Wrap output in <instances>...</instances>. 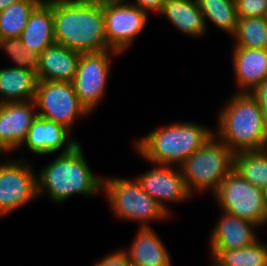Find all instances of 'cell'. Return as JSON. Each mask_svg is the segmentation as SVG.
<instances>
[{"label": "cell", "instance_id": "1", "mask_svg": "<svg viewBox=\"0 0 267 266\" xmlns=\"http://www.w3.org/2000/svg\"><path fill=\"white\" fill-rule=\"evenodd\" d=\"M56 43L81 53L110 50L103 0H53Z\"/></svg>", "mask_w": 267, "mask_h": 266}, {"label": "cell", "instance_id": "2", "mask_svg": "<svg viewBox=\"0 0 267 266\" xmlns=\"http://www.w3.org/2000/svg\"><path fill=\"white\" fill-rule=\"evenodd\" d=\"M81 144L59 154L37 174L38 197L47 193L55 203H63L72 195L92 197L103 190V178L91 170Z\"/></svg>", "mask_w": 267, "mask_h": 266}, {"label": "cell", "instance_id": "3", "mask_svg": "<svg viewBox=\"0 0 267 266\" xmlns=\"http://www.w3.org/2000/svg\"><path fill=\"white\" fill-rule=\"evenodd\" d=\"M214 133L234 152L267 149V120L249 92H235L220 109Z\"/></svg>", "mask_w": 267, "mask_h": 266}, {"label": "cell", "instance_id": "4", "mask_svg": "<svg viewBox=\"0 0 267 266\" xmlns=\"http://www.w3.org/2000/svg\"><path fill=\"white\" fill-rule=\"evenodd\" d=\"M214 133L211 128L194 122H175L154 128L133 145L136 154L148 163L180 166Z\"/></svg>", "mask_w": 267, "mask_h": 266}, {"label": "cell", "instance_id": "5", "mask_svg": "<svg viewBox=\"0 0 267 266\" xmlns=\"http://www.w3.org/2000/svg\"><path fill=\"white\" fill-rule=\"evenodd\" d=\"M233 167L234 152L215 134L180 165L184 183L191 196L207 190L214 194Z\"/></svg>", "mask_w": 267, "mask_h": 266}, {"label": "cell", "instance_id": "6", "mask_svg": "<svg viewBox=\"0 0 267 266\" xmlns=\"http://www.w3.org/2000/svg\"><path fill=\"white\" fill-rule=\"evenodd\" d=\"M106 200L118 219L136 221L140 228L151 227L150 222L165 220L169 214L150 197L136 178H103Z\"/></svg>", "mask_w": 267, "mask_h": 266}, {"label": "cell", "instance_id": "7", "mask_svg": "<svg viewBox=\"0 0 267 266\" xmlns=\"http://www.w3.org/2000/svg\"><path fill=\"white\" fill-rule=\"evenodd\" d=\"M213 197L223 212L259 227L267 224L265 190L249 183L234 168L221 181Z\"/></svg>", "mask_w": 267, "mask_h": 266}, {"label": "cell", "instance_id": "8", "mask_svg": "<svg viewBox=\"0 0 267 266\" xmlns=\"http://www.w3.org/2000/svg\"><path fill=\"white\" fill-rule=\"evenodd\" d=\"M34 101L37 116L61 124L71 132L75 120L91 114L77 97L72 82L38 80Z\"/></svg>", "mask_w": 267, "mask_h": 266}, {"label": "cell", "instance_id": "9", "mask_svg": "<svg viewBox=\"0 0 267 266\" xmlns=\"http://www.w3.org/2000/svg\"><path fill=\"white\" fill-rule=\"evenodd\" d=\"M112 53V54H111ZM115 50L81 53L72 84L80 102L91 113L104 100Z\"/></svg>", "mask_w": 267, "mask_h": 266}, {"label": "cell", "instance_id": "10", "mask_svg": "<svg viewBox=\"0 0 267 266\" xmlns=\"http://www.w3.org/2000/svg\"><path fill=\"white\" fill-rule=\"evenodd\" d=\"M21 156L0 162V219L38 197L37 172Z\"/></svg>", "mask_w": 267, "mask_h": 266}, {"label": "cell", "instance_id": "11", "mask_svg": "<svg viewBox=\"0 0 267 266\" xmlns=\"http://www.w3.org/2000/svg\"><path fill=\"white\" fill-rule=\"evenodd\" d=\"M103 12L109 48L120 54L129 50L150 15L126 0H103Z\"/></svg>", "mask_w": 267, "mask_h": 266}, {"label": "cell", "instance_id": "12", "mask_svg": "<svg viewBox=\"0 0 267 266\" xmlns=\"http://www.w3.org/2000/svg\"><path fill=\"white\" fill-rule=\"evenodd\" d=\"M151 164V170L138 175L136 179L142 189L170 215L167 202L179 203L192 197L184 183L180 166L178 169L176 166Z\"/></svg>", "mask_w": 267, "mask_h": 266}, {"label": "cell", "instance_id": "13", "mask_svg": "<svg viewBox=\"0 0 267 266\" xmlns=\"http://www.w3.org/2000/svg\"><path fill=\"white\" fill-rule=\"evenodd\" d=\"M71 131L54 121L37 116L22 143L31 153L38 155L62 154L73 150L80 142L71 138ZM60 151V152H59Z\"/></svg>", "mask_w": 267, "mask_h": 266}, {"label": "cell", "instance_id": "14", "mask_svg": "<svg viewBox=\"0 0 267 266\" xmlns=\"http://www.w3.org/2000/svg\"><path fill=\"white\" fill-rule=\"evenodd\" d=\"M36 117L34 100L0 104V141L10 153L21 148Z\"/></svg>", "mask_w": 267, "mask_h": 266}, {"label": "cell", "instance_id": "15", "mask_svg": "<svg viewBox=\"0 0 267 266\" xmlns=\"http://www.w3.org/2000/svg\"><path fill=\"white\" fill-rule=\"evenodd\" d=\"M219 220L213 226L209 238L211 250H234L249 246L258 240L253 222L222 211Z\"/></svg>", "mask_w": 267, "mask_h": 266}, {"label": "cell", "instance_id": "16", "mask_svg": "<svg viewBox=\"0 0 267 266\" xmlns=\"http://www.w3.org/2000/svg\"><path fill=\"white\" fill-rule=\"evenodd\" d=\"M20 40L25 48L39 55L56 43L53 0H42L35 7L20 35Z\"/></svg>", "mask_w": 267, "mask_h": 266}, {"label": "cell", "instance_id": "17", "mask_svg": "<svg viewBox=\"0 0 267 266\" xmlns=\"http://www.w3.org/2000/svg\"><path fill=\"white\" fill-rule=\"evenodd\" d=\"M232 61L238 89L251 92L267 79V49L234 47Z\"/></svg>", "mask_w": 267, "mask_h": 266}, {"label": "cell", "instance_id": "18", "mask_svg": "<svg viewBox=\"0 0 267 266\" xmlns=\"http://www.w3.org/2000/svg\"><path fill=\"white\" fill-rule=\"evenodd\" d=\"M81 52L54 43L46 48L39 57L36 71L41 81L72 82L76 73Z\"/></svg>", "mask_w": 267, "mask_h": 266}, {"label": "cell", "instance_id": "19", "mask_svg": "<svg viewBox=\"0 0 267 266\" xmlns=\"http://www.w3.org/2000/svg\"><path fill=\"white\" fill-rule=\"evenodd\" d=\"M138 229L129 248L124 249L132 266H172L171 255L155 230Z\"/></svg>", "mask_w": 267, "mask_h": 266}, {"label": "cell", "instance_id": "20", "mask_svg": "<svg viewBox=\"0 0 267 266\" xmlns=\"http://www.w3.org/2000/svg\"><path fill=\"white\" fill-rule=\"evenodd\" d=\"M159 13L185 35L196 38L207 32L196 0H165Z\"/></svg>", "mask_w": 267, "mask_h": 266}, {"label": "cell", "instance_id": "21", "mask_svg": "<svg viewBox=\"0 0 267 266\" xmlns=\"http://www.w3.org/2000/svg\"><path fill=\"white\" fill-rule=\"evenodd\" d=\"M37 83L36 70L0 68V104L34 100Z\"/></svg>", "mask_w": 267, "mask_h": 266}, {"label": "cell", "instance_id": "22", "mask_svg": "<svg viewBox=\"0 0 267 266\" xmlns=\"http://www.w3.org/2000/svg\"><path fill=\"white\" fill-rule=\"evenodd\" d=\"M212 266H267V244H253L234 250H211Z\"/></svg>", "mask_w": 267, "mask_h": 266}, {"label": "cell", "instance_id": "23", "mask_svg": "<svg viewBox=\"0 0 267 266\" xmlns=\"http://www.w3.org/2000/svg\"><path fill=\"white\" fill-rule=\"evenodd\" d=\"M249 183L267 189V149L234 153V167Z\"/></svg>", "mask_w": 267, "mask_h": 266}, {"label": "cell", "instance_id": "24", "mask_svg": "<svg viewBox=\"0 0 267 266\" xmlns=\"http://www.w3.org/2000/svg\"><path fill=\"white\" fill-rule=\"evenodd\" d=\"M203 14L205 26L208 20L232 36L236 30L238 15L236 3L231 0H196ZM207 21V22H206Z\"/></svg>", "mask_w": 267, "mask_h": 266}, {"label": "cell", "instance_id": "25", "mask_svg": "<svg viewBox=\"0 0 267 266\" xmlns=\"http://www.w3.org/2000/svg\"><path fill=\"white\" fill-rule=\"evenodd\" d=\"M42 0H20L0 12V39L20 37L35 7Z\"/></svg>", "mask_w": 267, "mask_h": 266}, {"label": "cell", "instance_id": "26", "mask_svg": "<svg viewBox=\"0 0 267 266\" xmlns=\"http://www.w3.org/2000/svg\"><path fill=\"white\" fill-rule=\"evenodd\" d=\"M233 47L267 49L266 17H238Z\"/></svg>", "mask_w": 267, "mask_h": 266}, {"label": "cell", "instance_id": "27", "mask_svg": "<svg viewBox=\"0 0 267 266\" xmlns=\"http://www.w3.org/2000/svg\"><path fill=\"white\" fill-rule=\"evenodd\" d=\"M0 48L11 58L13 67L37 71L40 55L25 48L20 37L0 39Z\"/></svg>", "mask_w": 267, "mask_h": 266}, {"label": "cell", "instance_id": "28", "mask_svg": "<svg viewBox=\"0 0 267 266\" xmlns=\"http://www.w3.org/2000/svg\"><path fill=\"white\" fill-rule=\"evenodd\" d=\"M238 17H266L267 0H237Z\"/></svg>", "mask_w": 267, "mask_h": 266}, {"label": "cell", "instance_id": "29", "mask_svg": "<svg viewBox=\"0 0 267 266\" xmlns=\"http://www.w3.org/2000/svg\"><path fill=\"white\" fill-rule=\"evenodd\" d=\"M93 266H132L124 249L104 255Z\"/></svg>", "mask_w": 267, "mask_h": 266}, {"label": "cell", "instance_id": "30", "mask_svg": "<svg viewBox=\"0 0 267 266\" xmlns=\"http://www.w3.org/2000/svg\"><path fill=\"white\" fill-rule=\"evenodd\" d=\"M249 93L258 101L267 120V79Z\"/></svg>", "mask_w": 267, "mask_h": 266}, {"label": "cell", "instance_id": "31", "mask_svg": "<svg viewBox=\"0 0 267 266\" xmlns=\"http://www.w3.org/2000/svg\"><path fill=\"white\" fill-rule=\"evenodd\" d=\"M133 4L140 9L146 11L148 14L149 12H159L162 9V6L165 0H134Z\"/></svg>", "mask_w": 267, "mask_h": 266}, {"label": "cell", "instance_id": "32", "mask_svg": "<svg viewBox=\"0 0 267 266\" xmlns=\"http://www.w3.org/2000/svg\"><path fill=\"white\" fill-rule=\"evenodd\" d=\"M20 1V0H0V12L4 11L11 4Z\"/></svg>", "mask_w": 267, "mask_h": 266}, {"label": "cell", "instance_id": "33", "mask_svg": "<svg viewBox=\"0 0 267 266\" xmlns=\"http://www.w3.org/2000/svg\"><path fill=\"white\" fill-rule=\"evenodd\" d=\"M4 152L7 154L10 151L0 141V154H3Z\"/></svg>", "mask_w": 267, "mask_h": 266}, {"label": "cell", "instance_id": "34", "mask_svg": "<svg viewBox=\"0 0 267 266\" xmlns=\"http://www.w3.org/2000/svg\"><path fill=\"white\" fill-rule=\"evenodd\" d=\"M265 205H266V212H267V189L265 190Z\"/></svg>", "mask_w": 267, "mask_h": 266}]
</instances>
